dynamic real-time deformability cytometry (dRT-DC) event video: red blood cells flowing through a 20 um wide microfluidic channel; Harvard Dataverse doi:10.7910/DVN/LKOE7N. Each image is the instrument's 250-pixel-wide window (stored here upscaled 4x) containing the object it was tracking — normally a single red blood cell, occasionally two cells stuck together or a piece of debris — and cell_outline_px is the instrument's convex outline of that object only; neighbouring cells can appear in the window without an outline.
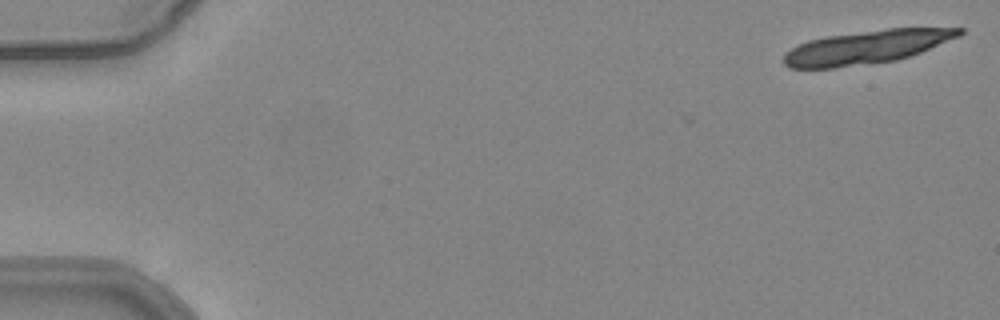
{"species": "common noctule bat (a hibernating species)", "species_latin": "Nyctalus noctula", "temperature_condition": "warm", "stored_images_in_passage": 5, "camera_frame_rate_fps": 3000, "um_per_image_px": 0.085, "animal": {"sex": "female", "body_mass_g": 24.6, "forearm_length_mm": 56.2}, "frame": {"image": 1, "passage_image": 1, "time_ms": 0.0, "image_size_px": [1000, 320], "cell_outline_px": [[964, 32], [960, 36], [920, 52], [896, 60], [836, 68], [788, 68], [784, 64], [784, 56], [792, 48], [808, 40], [828, 36], [888, 28], [964, 28]], "centroid_in_image_um": [73.67, 4.0], "position_along_channel_um": 11.3, "area_um2": 33.81}}